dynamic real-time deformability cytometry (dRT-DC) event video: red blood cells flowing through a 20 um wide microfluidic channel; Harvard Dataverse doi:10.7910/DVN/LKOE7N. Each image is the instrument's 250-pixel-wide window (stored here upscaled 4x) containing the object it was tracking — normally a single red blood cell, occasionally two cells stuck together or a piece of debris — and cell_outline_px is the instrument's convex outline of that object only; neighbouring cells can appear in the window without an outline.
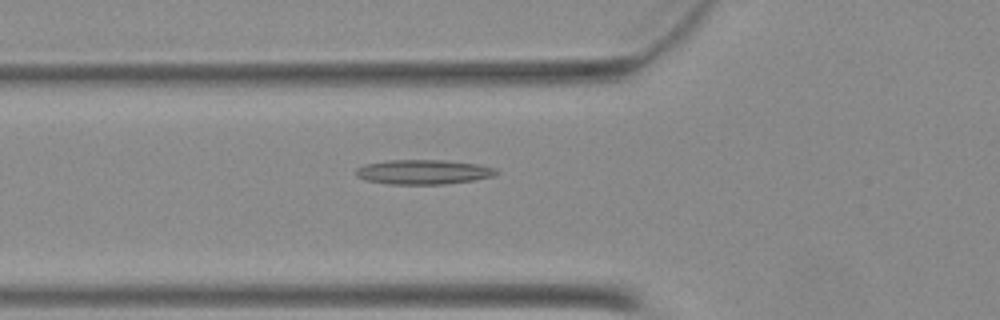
{"species": "Egyptian fruit bat (a non-hibernating species)", "species_latin": "Rousettus aegyptiacus", "temperature_condition": "warm", "stored_images_in_passage": 46, "camera_frame_rate_fps": 3000, "um_per_image_px": 0.085, "animal": {"sex": "female"}, "frame": {"image": 1, "passage_image": 18, "time_ms": 5.667, "image_size_px": [1000, 320], "cell_outline_px": [[500, 172], [492, 176], [472, 180], [444, 184], [388, 184], [368, 180], [356, 176], [356, 168], [364, 164], [392, 160], [444, 160], [476, 164], [496, 168]], "centroid_in_image_um": [35.98, 14.61], "position_along_channel_um": 89.8, "area_um2": 19.94}}
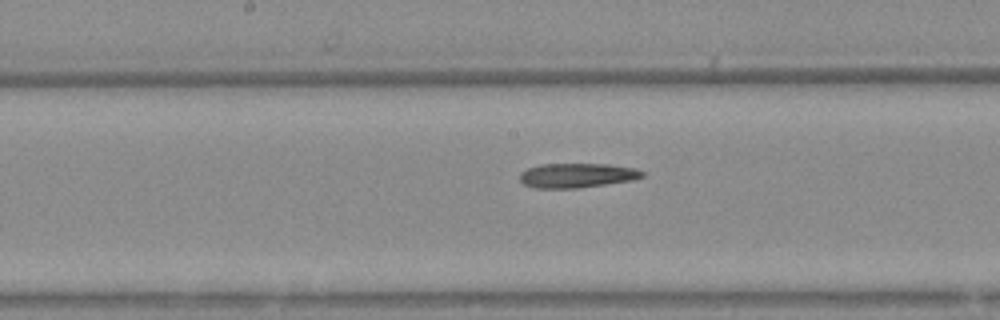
{"frame": {"image": 2, "passage_image": 26, "time_ms": 8.333, "image_size_px": [1000, 320], "cell_outline_px": [[644, 176], [628, 180], [604, 184], [576, 188], [532, 188], [524, 184], [520, 180], [520, 172], [528, 168], [540, 164], [608, 164], [636, 168], [644, 172]], "centroid_in_image_um": [48.99, 14.9], "position_along_channel_um": 199.2, "area_um2": 17.34}}
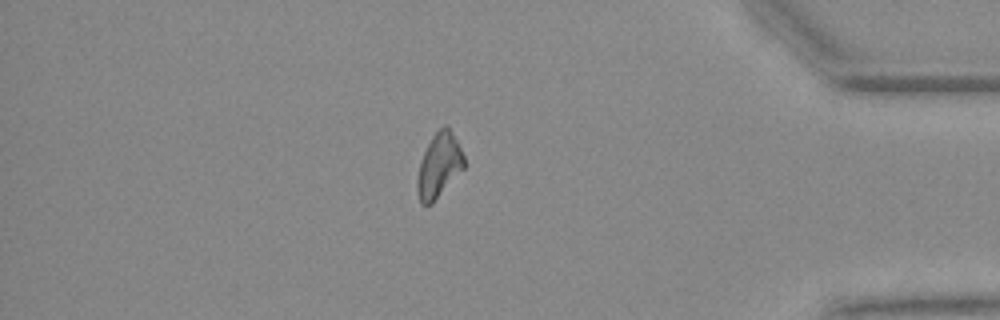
{"frame": {"image": 3, "passage_image": 43, "time_ms": 14.0, "image_size_px": [1000, 320], "cell_outline_px": [[464, 168], [432, 204], [420, 204], [416, 188], [416, 184], [420, 164], [424, 152], [432, 136], [444, 124], [448, 124], [464, 156]], "centroid_in_image_um": [37.31, 14.07], "position_along_channel_um": 397.9, "area_um2": 17.4}}